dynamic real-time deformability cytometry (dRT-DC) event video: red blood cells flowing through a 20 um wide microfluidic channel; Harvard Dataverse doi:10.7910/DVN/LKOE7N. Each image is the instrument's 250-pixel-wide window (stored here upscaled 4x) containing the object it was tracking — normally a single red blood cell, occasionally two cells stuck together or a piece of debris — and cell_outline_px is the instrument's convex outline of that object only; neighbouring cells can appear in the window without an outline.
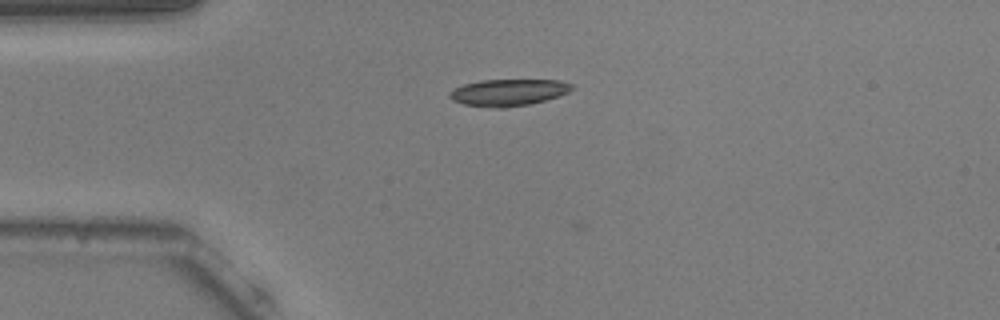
{"species": "common noctule bat (a hibernating species)", "species_latin": "Nyctalus noctula", "temperature_condition": "warm", "stored_images_in_passage": 3, "camera_frame_rate_fps": 3000, "um_per_image_px": 0.085, "animal": {"sex": "male", "body_mass_g": 20.5, "forearm_length_mm": 52.5}, "frame": {"image": 1, "passage_image": 2, "time_ms": 0.333, "image_size_px": [1000, 320], "cell_outline_px": [[572, 88], [568, 92], [560, 96], [528, 104], [504, 108], [496, 108], [464, 104], [452, 100], [448, 96], [448, 92], [464, 84], [480, 80], [560, 80], [572, 84]], "centroid_in_image_um": [43.19, 7.85], "position_along_channel_um": 41.8, "area_um2": 18.96}}